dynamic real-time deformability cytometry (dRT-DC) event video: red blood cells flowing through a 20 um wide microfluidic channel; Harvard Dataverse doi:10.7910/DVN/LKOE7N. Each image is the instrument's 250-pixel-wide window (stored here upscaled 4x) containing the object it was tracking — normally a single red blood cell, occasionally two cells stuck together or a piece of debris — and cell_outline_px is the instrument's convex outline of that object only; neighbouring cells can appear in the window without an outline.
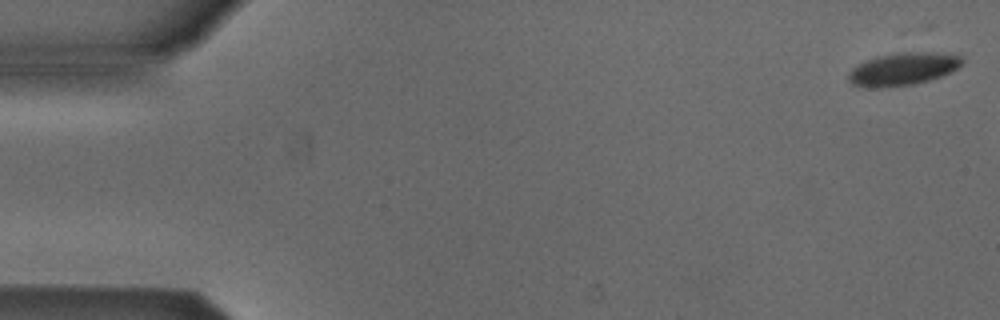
{"species": "Egyptian fruit bat (a non-hibernating species)", "species_latin": "Rousettus aegyptiacus", "temperature_condition": "cold", "stored_images_in_passage": 3, "camera_frame_rate_fps": 3000, "um_per_image_px": 0.085, "animal": {"sex": "male"}, "frame": {"image": 1, "passage_image": 1, "time_ms": 0.0, "image_size_px": [1000, 320], "cell_outline_px": [[964, 60], [956, 68], [940, 76], [928, 80], [912, 84], [852, 84], [848, 80], [848, 72], [856, 64], [864, 60], [876, 56], [892, 52], [936, 52], [960, 56]], "centroid_in_image_um": [76.76, 5.78], "position_along_channel_um": 8.2, "area_um2": 20.69}}